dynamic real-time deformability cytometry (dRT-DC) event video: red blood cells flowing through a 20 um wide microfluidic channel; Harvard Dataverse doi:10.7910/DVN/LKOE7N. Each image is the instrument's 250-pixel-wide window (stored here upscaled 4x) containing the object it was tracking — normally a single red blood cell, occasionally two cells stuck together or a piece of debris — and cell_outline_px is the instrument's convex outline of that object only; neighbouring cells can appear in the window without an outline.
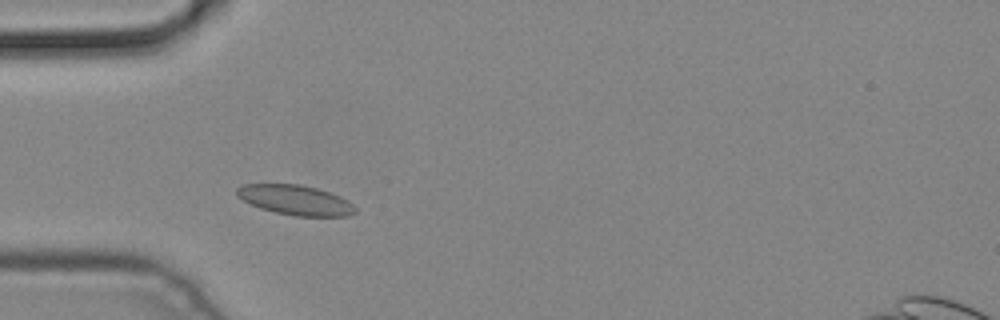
{"species": "common noctule bat (a hibernating species)", "species_latin": "Nyctalus noctula", "temperature_condition": "cold", "stored_images_in_passage": 4, "camera_frame_rate_fps": 3000, "um_per_image_px": 0.085, "animal": {"sex": "male", "body_mass_g": 19.2, "forearm_length_mm": 51.8}, "frame": {"image": 1, "passage_image": 3, "time_ms": 0.667, "image_size_px": [1000, 320], "cell_outline_px": [[356, 212], [348, 216], [296, 216], [276, 212], [260, 208], [236, 196], [236, 188], [244, 184], [300, 184], [316, 188], [340, 196], [348, 200], [356, 208]], "centroid_in_image_um": [25.12, 17.0], "position_along_channel_um": 59.9, "area_um2": 20.52}}
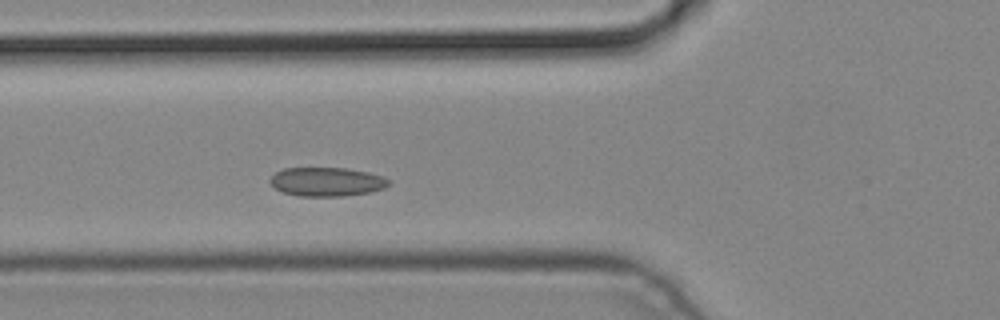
{"frame": {"image": 2, "passage_image": 4, "time_ms": 1.0, "image_size_px": [1000, 320], "cell_outline_px": [[392, 180], [384, 188], [368, 192], [344, 196], [300, 196], [284, 192], [276, 188], [268, 180], [276, 172], [284, 168], [344, 168], [368, 172]], "centroid_in_image_um": [27.77, 15.45], "position_along_channel_um": 98.0, "area_um2": 19.77}}